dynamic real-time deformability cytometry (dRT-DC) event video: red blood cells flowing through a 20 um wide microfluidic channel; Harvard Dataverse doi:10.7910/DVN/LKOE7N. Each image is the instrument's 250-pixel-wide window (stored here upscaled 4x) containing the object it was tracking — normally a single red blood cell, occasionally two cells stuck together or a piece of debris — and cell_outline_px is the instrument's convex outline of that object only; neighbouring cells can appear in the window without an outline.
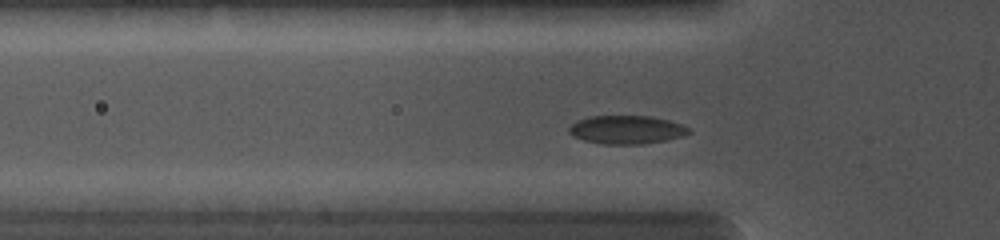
{"species": "common noctule bat (a hibernating species)", "species_latin": "Nyctalus noctula", "temperature_condition": "cold", "stored_images_in_passage": 15, "camera_frame_rate_fps": 5000, "um_per_image_px": 0.085, "animal": {"sex": "female", "body_mass_g": 19.0, "forearm_length_mm": 56.7}, "frame": {"image": 1, "passage_image": 7, "time_ms": 2.6, "image_size_px": [1000, 240], "cell_outline_px": [[692, 132], [680, 136], [664, 140], [640, 144], [604, 144], [584, 140], [568, 132], [568, 128], [572, 124], [588, 116], [652, 116], [668, 120], [680, 124], [688, 128]], "centroid_in_image_um": [53.25, 11.02], "position_along_channel_um": 72.6, "area_um2": 19.48}}
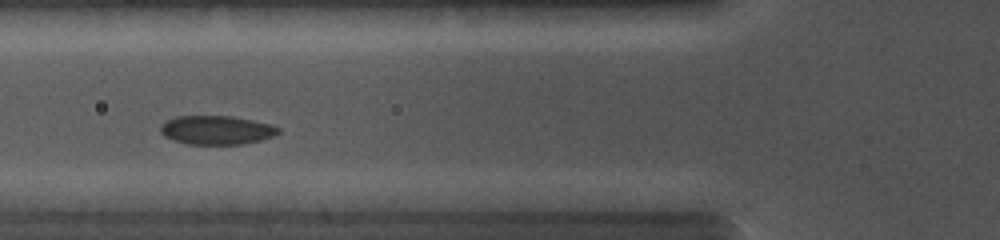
{"frame": {"image": 2, "passage_image": 9, "time_ms": 3.4, "image_size_px": [1000, 240], "cell_outline_px": [[280, 132], [276, 136], [260, 140], [240, 144], [188, 144], [172, 140], [164, 136], [160, 132], [160, 124], [164, 120], [176, 116], [232, 116], [252, 120], [268, 124], [280, 128]], "centroid_in_image_um": [18.36, 11.05], "position_along_channel_um": 107.4, "area_um2": 19.94}}